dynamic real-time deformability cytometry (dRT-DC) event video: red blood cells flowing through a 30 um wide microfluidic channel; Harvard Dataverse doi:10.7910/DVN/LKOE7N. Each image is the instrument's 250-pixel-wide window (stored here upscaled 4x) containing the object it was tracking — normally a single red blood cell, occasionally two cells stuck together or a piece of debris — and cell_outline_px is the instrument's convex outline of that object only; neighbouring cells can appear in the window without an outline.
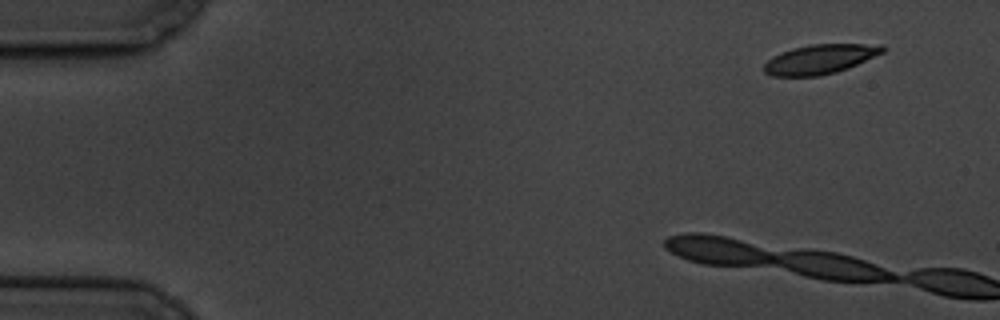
{"species": "common noctule bat (a hibernating species)", "species_latin": "Nyctalus noctula", "temperature_condition": "cold", "stored_images_in_passage": 4, "camera_frame_rate_fps": 3000, "um_per_image_px": 0.085, "animal": {"sex": "male", "body_mass_g": 19.5, "forearm_length_mm": 54.6}, "frame": {"image": 1, "passage_image": 2, "time_ms": 1.333, "image_size_px": [1000, 320], "cell_outline_px": [[888, 48], [884, 52], [848, 68], [836, 72], [820, 76], [772, 76], [764, 72], [764, 64], [772, 56], [792, 48], [808, 44], [884, 44]], "centroid_in_image_um": [69.72, 5.02], "position_along_channel_um": 15.3, "area_um2": 20.52}}